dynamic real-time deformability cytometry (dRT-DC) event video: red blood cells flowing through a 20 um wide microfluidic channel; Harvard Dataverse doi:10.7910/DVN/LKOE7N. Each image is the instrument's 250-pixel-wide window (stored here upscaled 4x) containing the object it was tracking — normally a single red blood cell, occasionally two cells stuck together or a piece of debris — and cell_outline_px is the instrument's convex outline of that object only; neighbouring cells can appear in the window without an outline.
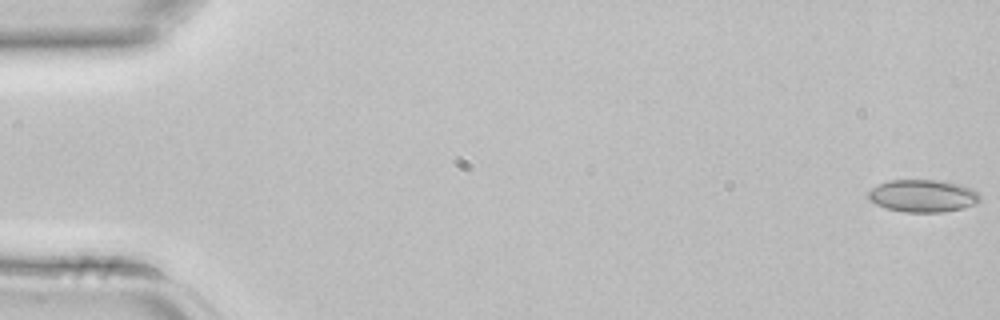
{"species": "common noctule bat (a hibernating species)", "species_latin": "Nyctalus noctula", "temperature_condition": "room temperature", "stored_images_in_passage": 5, "camera_frame_rate_fps": 3000, "um_per_image_px": 0.085, "animal": {"sex": "female", "body_mass_g": 22.7, "forearm_length_mm": 54.2}, "frame": {"image": 1, "passage_image": 1, "time_ms": 0.0, "image_size_px": [1000, 320], "cell_outline_px": [[980, 200], [976, 204], [964, 208], [940, 212], [904, 212], [888, 208], [876, 204], [868, 200], [868, 192], [872, 188], [880, 184], [892, 180], [936, 180], [960, 184], [972, 188], [980, 192]], "centroid_in_image_um": [78.48, 16.65], "position_along_channel_um": 6.5, "area_um2": 21.15}}
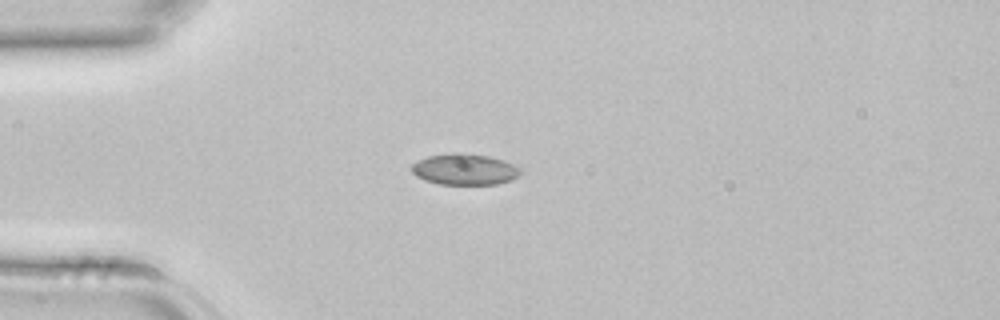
{"frame": {"image": 2, "passage_image": 4, "time_ms": 1.0, "image_size_px": [1000, 320], "cell_outline_px": [[520, 172], [512, 180], [496, 184], [440, 184], [424, 180], [416, 176], [412, 172], [412, 164], [416, 160], [428, 156], [452, 152], [464, 152], [488, 156], [504, 160], [520, 168]], "centroid_in_image_um": [39.46, 14.38], "position_along_channel_um": 45.5, "area_um2": 19.83}}